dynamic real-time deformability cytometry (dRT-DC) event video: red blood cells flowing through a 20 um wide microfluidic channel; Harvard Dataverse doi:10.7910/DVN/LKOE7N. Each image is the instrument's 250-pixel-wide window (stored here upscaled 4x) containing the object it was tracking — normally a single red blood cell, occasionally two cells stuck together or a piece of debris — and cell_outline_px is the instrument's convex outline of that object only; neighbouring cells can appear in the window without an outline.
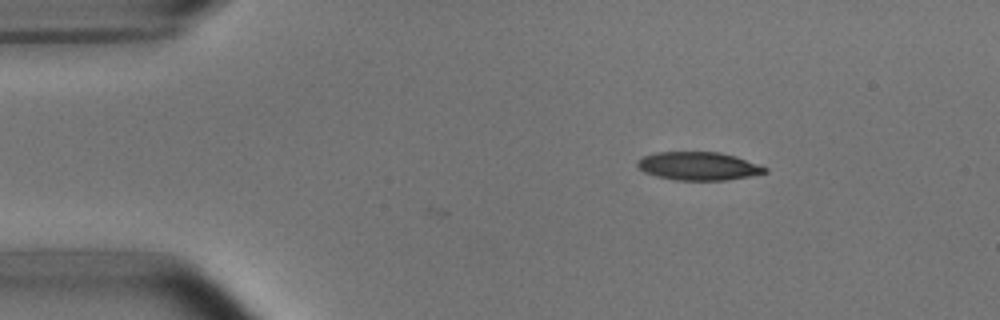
{"species": "common noctule bat (a hibernating species)", "species_latin": "Nyctalus noctula", "temperature_condition": "room temperature", "stored_images_in_passage": 3, "camera_frame_rate_fps": 3000, "um_per_image_px": 0.085, "animal": {"sex": "male", "body_mass_g": 15.6}, "frame": {"image": 1, "passage_image": 1, "time_ms": 0.0, "image_size_px": [1000, 320], "cell_outline_px": [[768, 172], [748, 176], [724, 180], [676, 180], [656, 176], [644, 172], [636, 164], [636, 160], [644, 156], [656, 152], [720, 152], [736, 156], [768, 168]], "centroid_in_image_um": [59.35, 14.11], "position_along_channel_um": 25.7, "area_um2": 20.92}}